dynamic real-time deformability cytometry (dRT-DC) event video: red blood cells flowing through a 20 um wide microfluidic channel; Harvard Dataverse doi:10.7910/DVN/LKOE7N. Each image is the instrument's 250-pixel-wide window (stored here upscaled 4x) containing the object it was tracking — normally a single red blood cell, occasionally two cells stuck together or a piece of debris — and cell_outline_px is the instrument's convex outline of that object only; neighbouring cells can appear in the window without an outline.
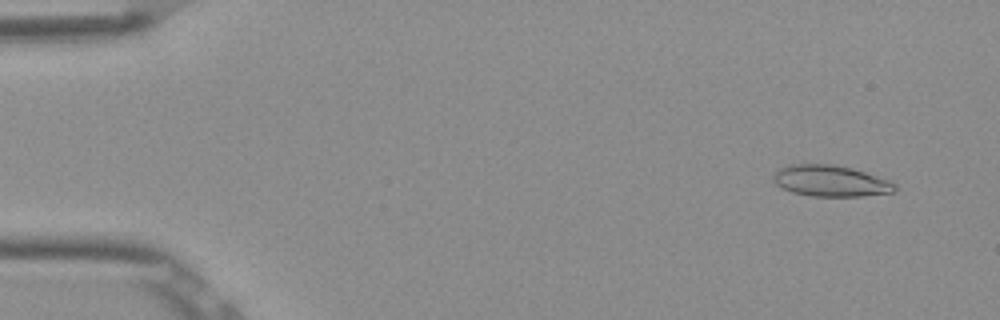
{"species": "Egyptian fruit bat (a non-hibernating species)", "species_latin": "Rousettus aegyptiacus", "temperature_condition": "room temperature", "stored_images_in_passage": 7, "camera_frame_rate_fps": 3000, "um_per_image_px": 0.085, "frame": {"image": 1, "passage_image": 1, "time_ms": 0.0, "image_size_px": [1000, 320], "cell_outline_px": [[896, 192], [864, 196], [812, 196], [792, 192], [780, 188], [772, 180], [772, 176], [780, 168], [788, 164], [832, 164], [852, 168], [888, 180], [896, 184]], "centroid_in_image_um": [70.58, 15.38], "position_along_channel_um": 14.4, "area_um2": 22.2}}
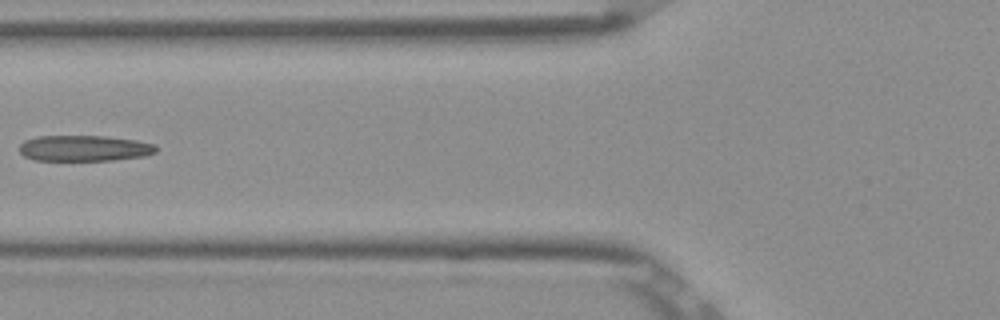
{"frame": {"image": 2, "passage_image": 6, "time_ms": 1.667, "image_size_px": [1000, 320], "cell_outline_px": [[156, 152], [144, 156], [112, 160], [36, 160], [24, 156], [20, 152], [20, 144], [24, 140], [40, 136], [104, 136], [136, 140], [156, 144]], "centroid_in_image_um": [7.17, 12.6], "position_along_channel_um": 118.6, "area_um2": 20.52}}
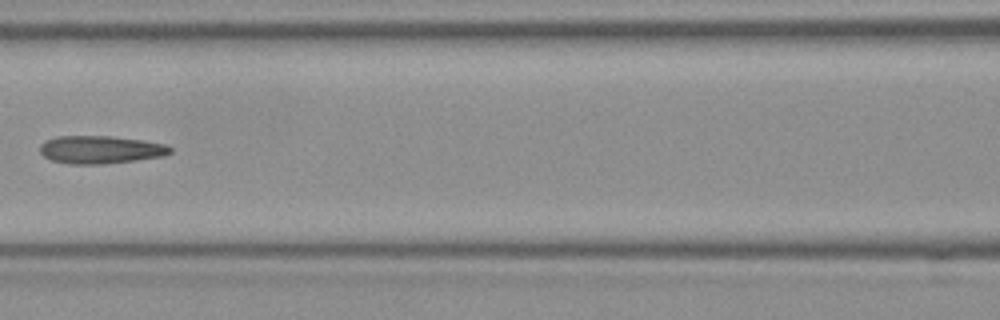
{"frame": {"image": 3, "passage_image": 7, "time_ms": 2.0, "image_size_px": [1000, 320], "cell_outline_px": [[172, 152], [164, 156], [136, 160], [104, 164], [72, 164], [52, 160], [44, 156], [40, 152], [40, 144], [44, 140], [56, 136], [108, 136], [144, 140], [164, 144], [172, 148]], "centroid_in_image_um": [8.53, 12.71], "position_along_channel_um": 158.1, "area_um2": 21.21}}